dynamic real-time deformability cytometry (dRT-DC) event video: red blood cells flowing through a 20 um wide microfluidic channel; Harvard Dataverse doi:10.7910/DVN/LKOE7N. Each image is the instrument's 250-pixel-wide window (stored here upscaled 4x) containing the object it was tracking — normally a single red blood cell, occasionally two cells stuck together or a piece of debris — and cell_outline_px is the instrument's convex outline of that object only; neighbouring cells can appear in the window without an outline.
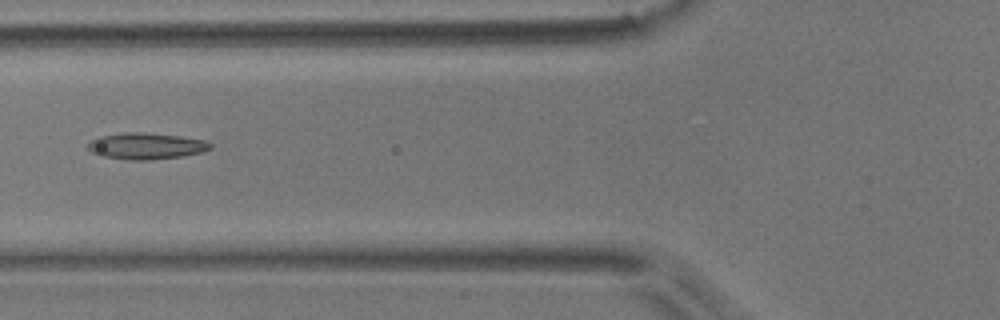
{"species": "common noctule bat (a hibernating species)", "species_latin": "Nyctalus noctula", "temperature_condition": "room temperature", "stored_images_in_passage": 2, "camera_frame_rate_fps": 3000, "um_per_image_px": 0.085, "animal": {"sex": "male", "body_mass_g": 17.9}, "frame": {"image": 1, "passage_image": 2, "time_ms": 1.333, "image_size_px": [1000, 320], "cell_outline_px": [[212, 148], [200, 152], [184, 156], [148, 160], [128, 160], [104, 156], [92, 152], [88, 148], [88, 140], [100, 136], [124, 132], [144, 132], [180, 136], [204, 140], [212, 144]], "centroid_in_image_um": [12.41, 12.4], "position_along_channel_um": 113.4, "area_um2": 18.84}}